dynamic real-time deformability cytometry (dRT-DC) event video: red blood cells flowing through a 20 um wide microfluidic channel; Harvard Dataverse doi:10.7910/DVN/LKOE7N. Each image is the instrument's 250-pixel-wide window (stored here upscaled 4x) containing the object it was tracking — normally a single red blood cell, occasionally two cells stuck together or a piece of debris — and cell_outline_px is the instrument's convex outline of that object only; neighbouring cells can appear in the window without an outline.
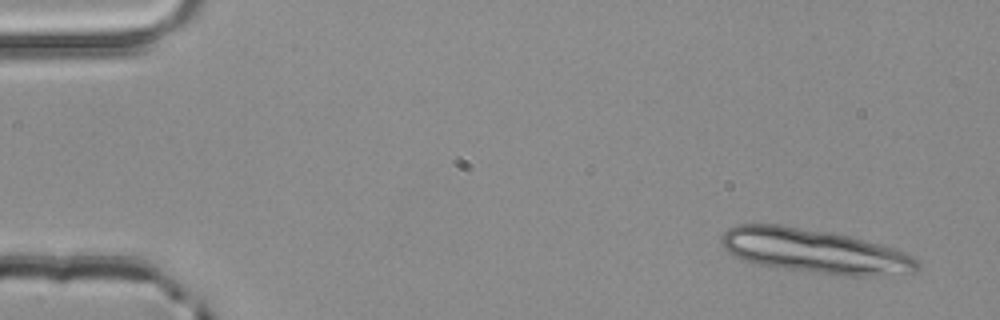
{"species": "common noctule bat (a hibernating species)", "species_latin": "Nyctalus noctula", "temperature_condition": "room temperature", "stored_images_in_passage": 4, "camera_frame_rate_fps": 3000, "um_per_image_px": 0.085, "animal": {"sex": "male", "body_mass_g": 20.4}, "frame": {"image": 1, "passage_image": 1, "time_ms": 0.0, "image_size_px": [1000, 320], "cell_outline_px": [[920, 268], [916, 272], [872, 276], [840, 276], [756, 264], [732, 256], [724, 248], [720, 240], [724, 232], [728, 228], [740, 224], [780, 224], [828, 232], [848, 236], [864, 240], [892, 248], [904, 252], [920, 260]], "centroid_in_image_um": [69.24, 21.35], "position_along_channel_um": 15.8, "area_um2": 50.46}}